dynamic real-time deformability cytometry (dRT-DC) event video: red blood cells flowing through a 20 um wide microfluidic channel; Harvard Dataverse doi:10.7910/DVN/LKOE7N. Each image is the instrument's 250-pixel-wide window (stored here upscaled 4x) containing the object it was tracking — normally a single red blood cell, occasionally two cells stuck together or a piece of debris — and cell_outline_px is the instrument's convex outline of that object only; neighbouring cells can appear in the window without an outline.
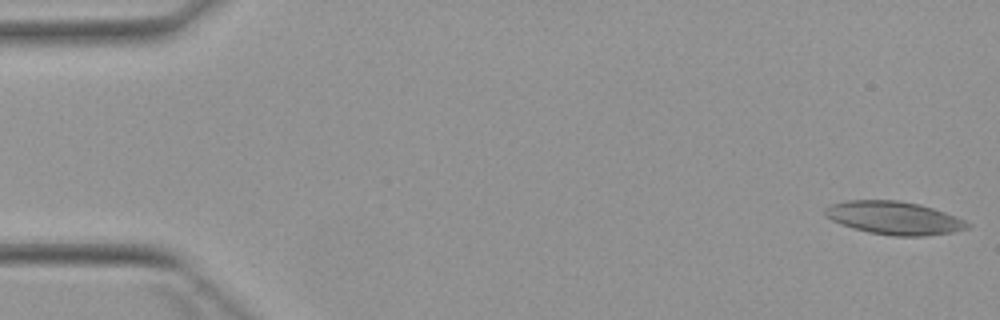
{"species": "Egyptian fruit bat (a non-hibernating species)", "species_latin": "Rousettus aegyptiacus", "temperature_condition": "warm", "stored_images_in_passage": 4, "camera_frame_rate_fps": 3000, "um_per_image_px": 0.085, "animal": {"sex": "female"}, "frame": {"image": 1, "passage_image": 1, "time_ms": 0.0, "image_size_px": [1000, 320], "cell_outline_px": [[972, 224], [968, 228], [952, 232], [924, 236], [892, 236], [868, 232], [840, 224], [832, 220], [824, 212], [824, 208], [832, 204], [848, 200], [896, 200], [920, 204], [944, 212], [964, 220]], "centroid_in_image_um": [76.0, 18.53], "position_along_channel_um": 9.0, "area_um2": 27.28}}